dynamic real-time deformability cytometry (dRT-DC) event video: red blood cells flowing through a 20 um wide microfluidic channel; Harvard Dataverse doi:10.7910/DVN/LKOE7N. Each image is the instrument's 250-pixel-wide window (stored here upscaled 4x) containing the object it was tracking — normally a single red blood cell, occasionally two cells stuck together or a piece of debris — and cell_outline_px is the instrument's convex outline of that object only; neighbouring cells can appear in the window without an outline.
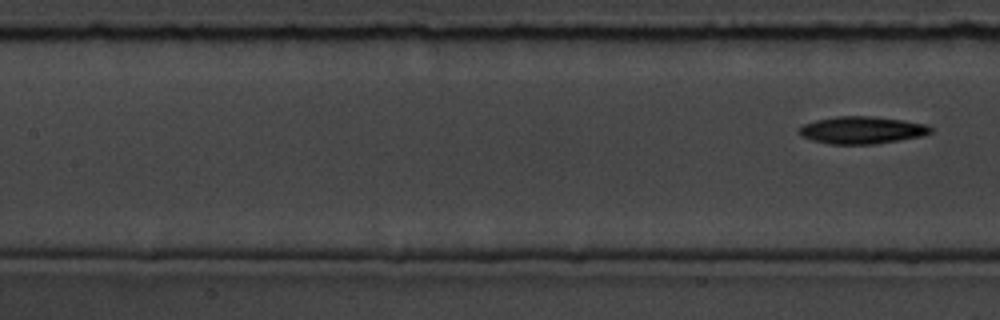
{"species": "common noctule bat (a hibernating species)", "species_latin": "Nyctalus noctula", "temperature_condition": "room temperature", "stored_images_in_passage": 9, "segment_of_instrument_passage": [2, 2], "camera_frame_rate_fps": 3000, "um_per_image_px": 0.085, "animal": {"sex": "male", "body_mass_g": 19.5, "forearm_length_mm": 54.6}, "frame": {"image": 1, "passage_image": 9, "time_ms": 10.0, "image_size_px": [1000, 320], "cell_outline_px": [[932, 132], [920, 136], [900, 140], [876, 144], [828, 144], [812, 140], [800, 136], [800, 128], [804, 124], [816, 120], [836, 116], [872, 116], [904, 120], [928, 124], [932, 128]], "centroid_in_image_um": [73.28, 11.06], "position_along_channel_um": 134.1, "area_um2": 20.98}}